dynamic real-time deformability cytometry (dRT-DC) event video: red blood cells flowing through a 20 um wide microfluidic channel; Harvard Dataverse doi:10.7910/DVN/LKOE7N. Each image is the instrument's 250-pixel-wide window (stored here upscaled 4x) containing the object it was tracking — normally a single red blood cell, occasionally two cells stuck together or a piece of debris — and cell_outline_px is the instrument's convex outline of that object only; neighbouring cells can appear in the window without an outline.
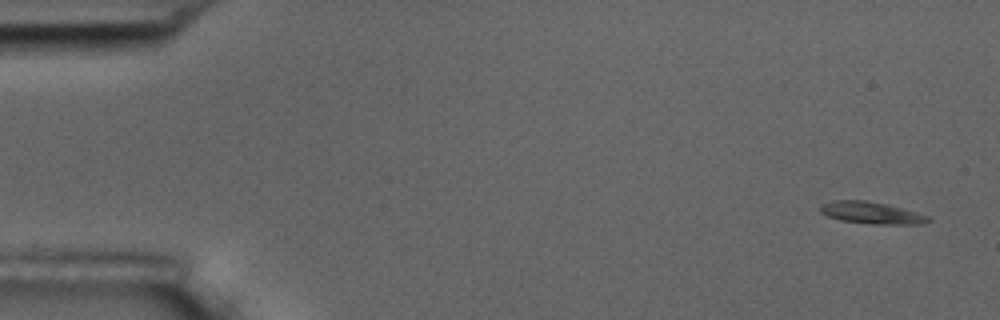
{"species": "common noctule bat (a hibernating species)", "species_latin": "Nyctalus noctula", "temperature_condition": "room temperature", "stored_images_in_passage": 5, "camera_frame_rate_fps": 3000, "um_per_image_px": 0.085, "animal": {"sex": "male", "body_mass_g": 17.5, "forearm_length_mm": 52.3}, "frame": {"image": 1, "passage_image": 1, "time_ms": 0.0, "image_size_px": [1000, 320], "cell_outline_px": [[932, 220], [924, 224], [872, 224], [840, 220], [828, 216], [820, 212], [820, 204], [832, 200], [864, 200], [884, 204], [916, 212], [928, 216]], "centroid_in_image_um": [74.04, 18.09], "position_along_channel_um": 11.0, "area_um2": 13.7}}
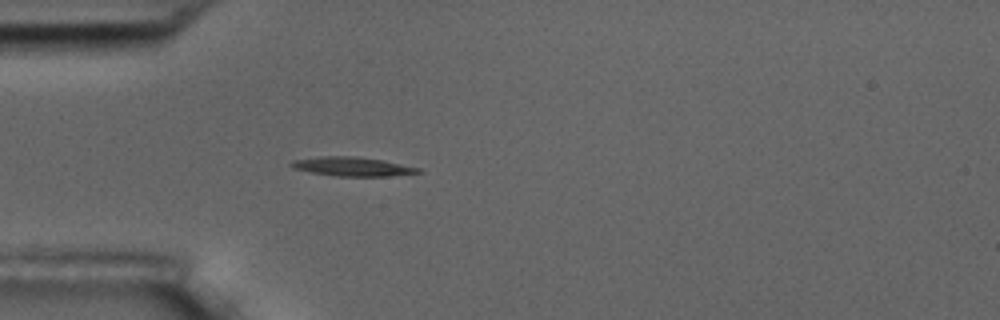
{"frame": {"image": 2, "passage_image": 5, "time_ms": 4.667, "image_size_px": [1000, 320], "cell_outline_px": [[424, 172], [388, 176], [336, 176], [312, 172], [292, 168], [288, 164], [292, 160], [320, 156], [356, 156], [380, 160], [420, 168]], "centroid_in_image_um": [29.91, 14.15], "position_along_channel_um": 55.1, "area_um2": 13.99}}